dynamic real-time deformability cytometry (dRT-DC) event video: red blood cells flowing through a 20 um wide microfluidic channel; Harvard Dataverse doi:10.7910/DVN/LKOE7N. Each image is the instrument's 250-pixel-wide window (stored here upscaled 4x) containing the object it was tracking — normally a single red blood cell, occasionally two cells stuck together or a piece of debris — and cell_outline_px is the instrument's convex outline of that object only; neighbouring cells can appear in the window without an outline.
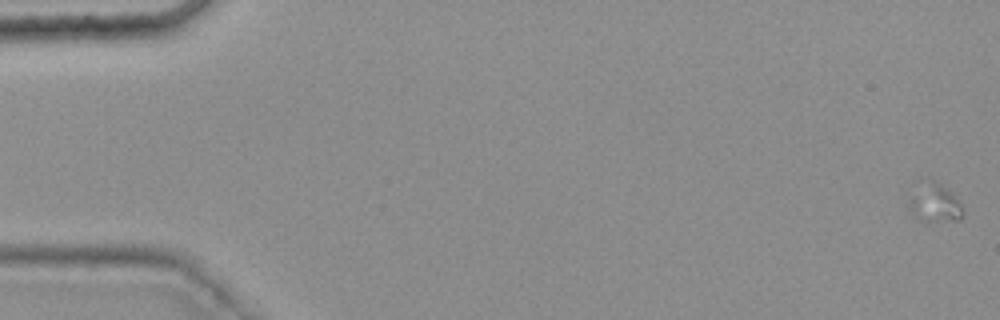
{"species": "common noctule bat (a hibernating species)", "species_latin": "Nyctalus noctula", "temperature_condition": "warm", "stored_images_in_passage": 25, "camera_frame_rate_fps": 3000, "um_per_image_px": 0.085, "animal": {"sex": "female", "body_mass_g": 25.1}, "frame": {"image": 1, "passage_image": 2, "time_ms": 0.333, "image_size_px": [1000, 320], "cell_outline_px": [[964, 216], [960, 220], [920, 220], [908, 208], [908, 204], [920, 176], [924, 176], [940, 184], [960, 204], [964, 212]], "centroid_in_image_um": [79.39, 17.19], "position_along_channel_um": 5.6, "area_um2": 12.02}}
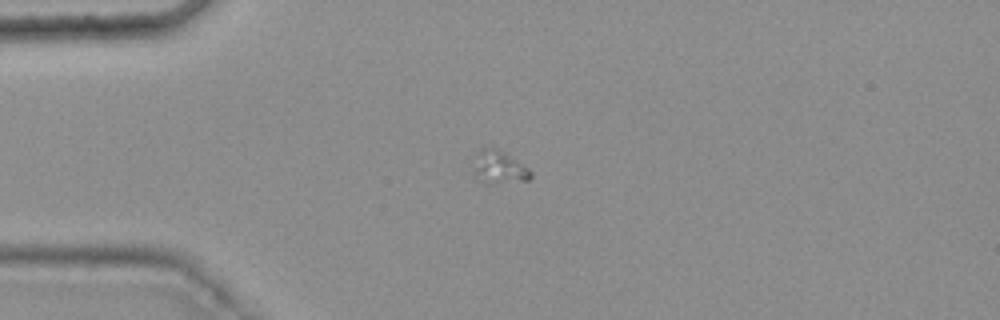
{"frame": {"image": 2, "passage_image": 16, "time_ms": 5.0, "image_size_px": [1000, 320], "cell_outline_px": [[532, 176], [528, 180], [488, 184], [472, 172], [480, 152], [484, 148], [496, 148], [528, 168], [532, 172]], "centroid_in_image_um": [42.46, 14.25], "position_along_channel_um": 42.5, "area_um2": 10.35}}